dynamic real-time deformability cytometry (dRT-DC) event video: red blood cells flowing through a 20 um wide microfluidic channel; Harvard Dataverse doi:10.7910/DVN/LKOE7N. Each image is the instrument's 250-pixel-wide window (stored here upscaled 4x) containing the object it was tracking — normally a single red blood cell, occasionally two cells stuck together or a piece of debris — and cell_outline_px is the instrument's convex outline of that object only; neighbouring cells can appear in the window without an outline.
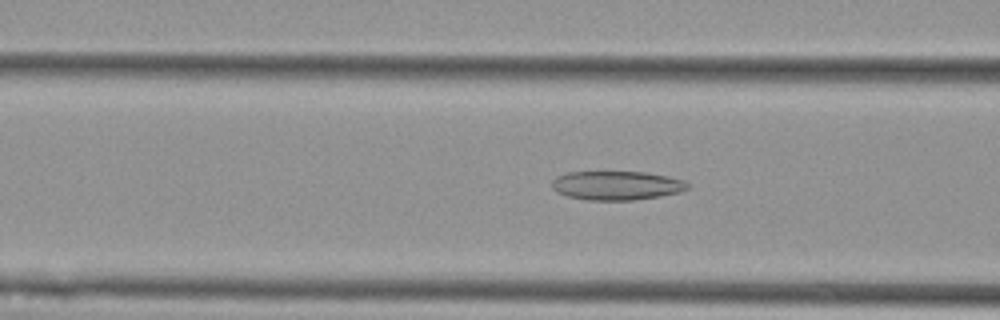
{"species": "Egyptian fruit bat (a non-hibernating species)", "species_latin": "Rousettus aegyptiacus", "temperature_condition": "cold", "stored_images_in_passage": 48, "camera_frame_rate_fps": 3000, "um_per_image_px": 0.085, "animal": {"sex": "female"}, "frame": {"image": 1, "passage_image": 20, "time_ms": 6.333, "image_size_px": [1000, 320], "cell_outline_px": [[692, 188], [680, 192], [660, 196], [632, 200], [588, 200], [568, 196], [556, 192], [552, 188], [552, 180], [556, 176], [568, 172], [648, 172], [668, 176], [684, 180], [692, 184]], "centroid_in_image_um": [52.47, 15.76], "position_along_channel_um": 114.1, "area_um2": 23.18}}
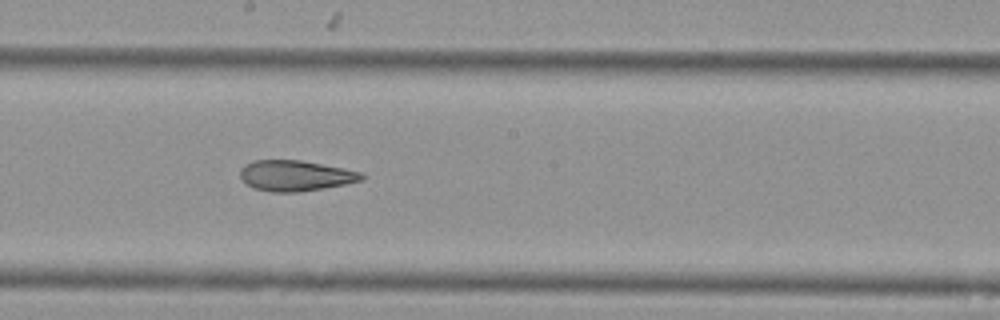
{"frame": {"image": 2, "passage_image": 29, "time_ms": 9.333, "image_size_px": [1000, 320], "cell_outline_px": [[364, 180], [324, 188], [300, 192], [272, 192], [252, 188], [240, 176], [240, 168], [244, 164], [252, 160], [300, 160], [344, 168], [360, 172], [364, 176]], "centroid_in_image_um": [25.09, 14.93], "position_along_channel_um": 223.1, "area_um2": 21.73}}
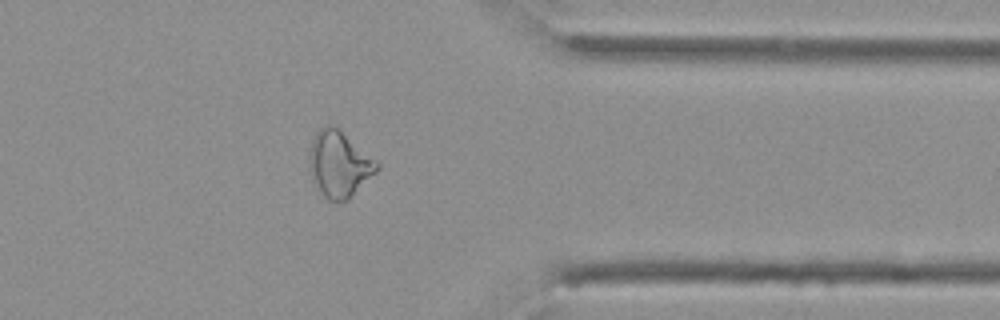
{"frame": {"image": 3, "passage_image": 43, "time_ms": 14.0, "image_size_px": [1000, 320], "cell_outline_px": [[380, 168], [348, 200], [328, 200], [320, 192], [312, 180], [308, 160], [308, 156], [312, 140], [316, 132], [324, 124], [332, 124], [380, 160]], "centroid_in_image_um": [28.85, 13.92], "position_along_channel_um": 382.5, "area_um2": 26.41}, "authors_computed_cell_mechanics": {"area_um2": 24.1315, "velocity_mm_per_s": 3.6399, "shape_relaxation_time_tau1_ms": null, "shape_relaxation_time_tau2_ms": 4.7229, "deformation_change_tau1": null, "deformation_change_tau2": 0.1487}}